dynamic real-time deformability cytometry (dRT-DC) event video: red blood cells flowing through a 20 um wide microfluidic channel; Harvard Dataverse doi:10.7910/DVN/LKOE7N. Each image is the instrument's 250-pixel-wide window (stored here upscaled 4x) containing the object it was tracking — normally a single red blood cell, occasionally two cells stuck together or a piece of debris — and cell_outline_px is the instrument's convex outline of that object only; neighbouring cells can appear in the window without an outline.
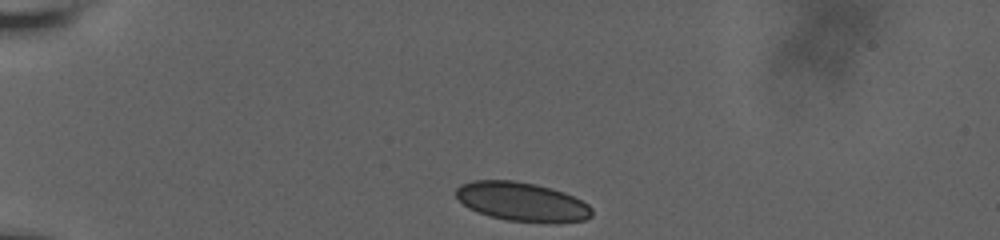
{"species": "human", "species_latin": "Homo sapiens", "temperature_condition": "room temperature", "stored_images_in_passage": 44, "camera_frame_rate_fps": 3000, "um_per_image_px": 0.085, "donor": {"sex": "male"}, "frame": {"image": 1, "passage_image": 1, "time_ms": 0.0, "image_size_px": [1000, 240], "cell_outline_px": [[592, 216], [584, 220], [548, 224], [508, 220], [488, 216], [476, 212], [468, 208], [456, 196], [456, 188], [460, 184], [472, 180], [516, 180], [536, 184], [552, 188], [564, 192], [588, 204], [592, 208]], "centroid_in_image_um": [44.37, 17.15], "position_along_channel_um": 40.6, "area_um2": 31.27}}
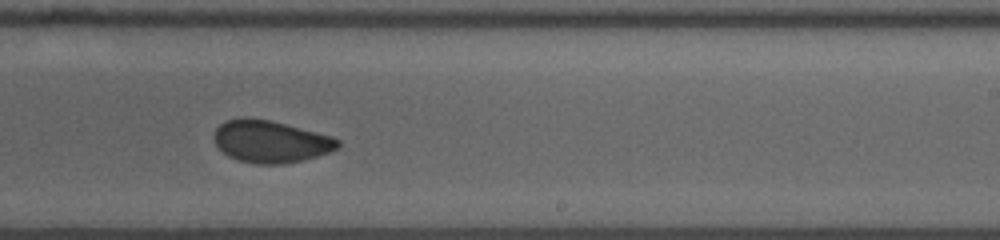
{"frame": {"image": 2, "passage_image": 24, "time_ms": 7.667, "image_size_px": [1000, 240], "cell_outline_px": [[340, 144], [332, 152], [304, 160], [284, 164], [256, 164], [236, 160], [228, 156], [216, 144], [212, 136], [216, 128], [220, 124], [228, 120], [244, 116], [252, 116], [272, 120], [332, 136], [340, 140]], "centroid_in_image_um": [23.0, 12.02], "position_along_channel_um": 266.0, "area_um2": 30.92}}
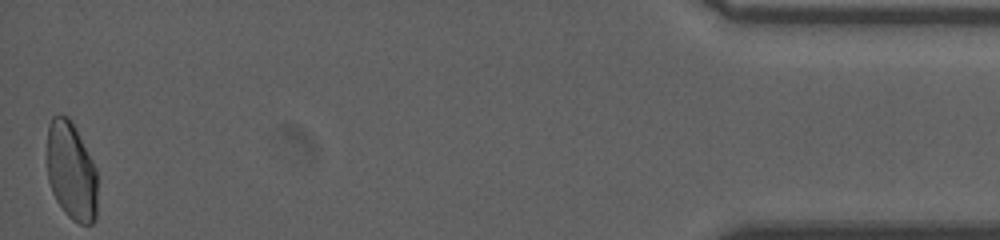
{"frame": {"image": 3, "passage_image": 44, "time_ms": 14.333, "image_size_px": [1000, 240], "cell_outline_px": [[96, 220], [92, 224], [80, 224], [72, 220], [64, 212], [56, 200], [52, 192], [48, 180], [48, 124], [52, 116], [68, 116], [72, 120], [96, 168]], "centroid_in_image_um": [6.06, 14.56], "position_along_channel_um": 429.1, "area_um2": 28.84}, "authors_computed_cell_mechanics": {"area_um2": 30.7496, "velocity_mm_per_s": 3.6539, "shape_relaxation_time_tau1_ms": 10.5234, "shape_relaxation_time_tau2_ms": 1.0075, "deformation_change_tau1": 0.1549, "deformation_change_tau2": 0.0558}}